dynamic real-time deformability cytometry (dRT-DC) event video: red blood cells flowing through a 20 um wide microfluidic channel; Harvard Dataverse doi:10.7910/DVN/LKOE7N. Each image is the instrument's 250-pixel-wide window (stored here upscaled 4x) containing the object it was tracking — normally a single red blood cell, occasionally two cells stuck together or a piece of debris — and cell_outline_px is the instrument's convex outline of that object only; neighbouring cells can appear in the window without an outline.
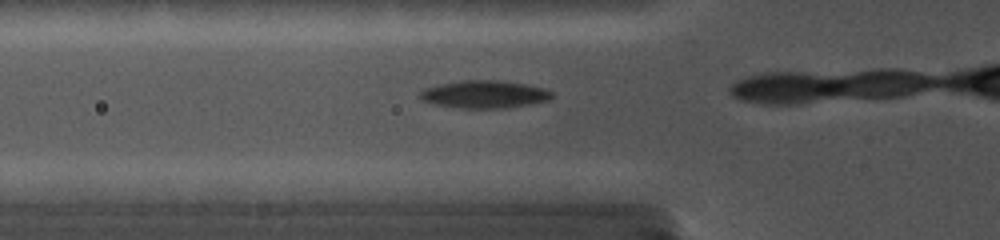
{"species": "common noctule bat (a hibernating species)", "species_latin": "Nyctalus noctula", "temperature_condition": "cold", "stored_images_in_passage": 5, "camera_frame_rate_fps": 5000, "um_per_image_px": 0.085, "animal": {"sex": "female", "body_mass_g": 19.0, "forearm_length_mm": 56.7}, "frame": {"image": 1, "passage_image": 2, "time_ms": 0.8, "image_size_px": [1000, 240], "cell_outline_px": [[552, 96], [548, 100], [528, 104], [504, 108], [460, 108], [432, 104], [424, 100], [420, 96], [420, 92], [424, 88], [440, 84], [464, 80], [500, 80], [524, 84], [544, 88], [552, 92]], "centroid_in_image_um": [41.15, 8.01], "position_along_channel_um": 84.6, "area_um2": 21.04}}